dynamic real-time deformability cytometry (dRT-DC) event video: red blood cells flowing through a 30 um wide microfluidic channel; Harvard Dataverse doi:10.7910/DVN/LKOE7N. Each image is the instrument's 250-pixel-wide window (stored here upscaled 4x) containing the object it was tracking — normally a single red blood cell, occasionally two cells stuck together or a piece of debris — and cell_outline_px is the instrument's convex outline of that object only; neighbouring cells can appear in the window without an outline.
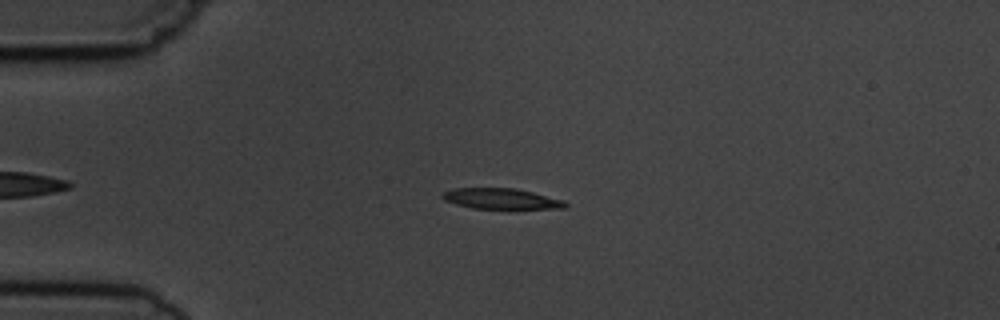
{"species": "common noctule bat (a hibernating species)", "species_latin": "Nyctalus noctula", "temperature_condition": "cold", "stored_images_in_passage": 5, "camera_frame_rate_fps": 3000, "um_per_image_px": 0.085, "animal": {"sex": "male", "body_mass_g": 19.5, "forearm_length_mm": 54.6}, "frame": {"image": 1, "passage_image": 2, "time_ms": 1.0, "image_size_px": [1000, 320], "cell_outline_px": [[568, 204], [564, 208], [472, 208], [456, 204], [444, 200], [440, 196], [440, 192], [452, 188], [516, 188], [564, 200]], "centroid_in_image_um": [42.53, 16.87], "position_along_channel_um": 42.5, "area_um2": 14.74}}
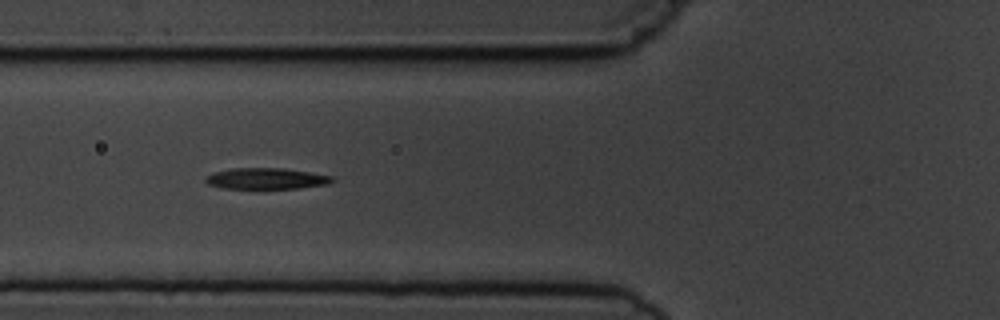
{"frame": {"image": 2, "passage_image": 4, "time_ms": 3.333, "image_size_px": [1000, 320], "cell_outline_px": [[336, 180], [328, 184], [296, 188], [224, 188], [208, 184], [204, 180], [212, 172], [232, 168], [284, 168], [332, 176]], "centroid_in_image_um": [22.63, 15.17], "position_along_channel_um": 103.2, "area_um2": 15.43}}
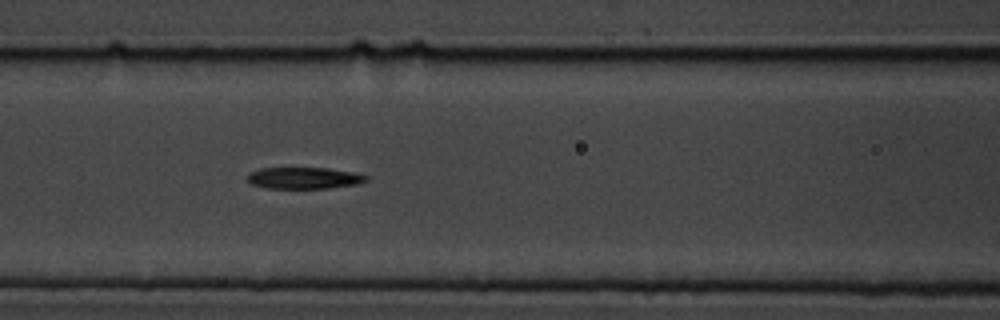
{"frame": {"image": 3, "passage_image": 5, "time_ms": 4.333, "image_size_px": [1000, 320], "cell_outline_px": [[368, 180], [356, 184], [328, 188], [268, 188], [252, 184], [248, 180], [248, 176], [252, 172], [260, 168], [328, 168], [352, 172], [368, 176]], "centroid_in_image_um": [25.86, 15.13], "position_along_channel_um": 140.7, "area_um2": 14.68}}